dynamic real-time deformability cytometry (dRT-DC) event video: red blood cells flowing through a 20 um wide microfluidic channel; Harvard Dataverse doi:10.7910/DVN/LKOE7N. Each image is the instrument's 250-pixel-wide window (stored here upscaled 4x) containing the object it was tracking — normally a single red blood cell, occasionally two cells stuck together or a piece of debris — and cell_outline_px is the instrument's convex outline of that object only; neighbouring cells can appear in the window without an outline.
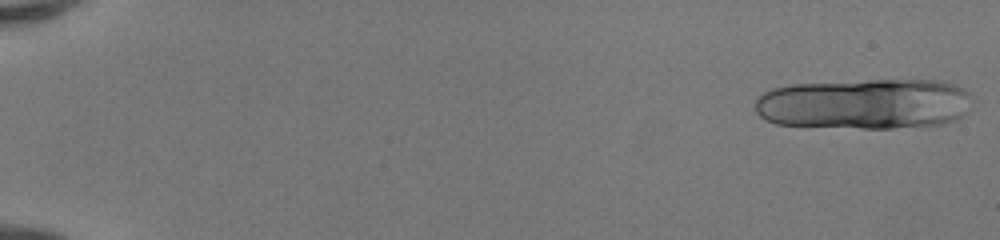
{"species": "human", "species_latin": "Homo sapiens", "temperature_condition": "room temperature", "stored_images_in_passage": 21, "segment_of_instrument_passage": [1, 2], "camera_frame_rate_fps": 3000, "um_per_image_px": 0.085, "donor": {"sex": "female"}, "frame": {"image": 1, "passage_image": 1, "time_ms": 0.0, "image_size_px": [1000, 240], "cell_outline_px": [[972, 92], [968, 112], [956, 120], [940, 124], [892, 128], [864, 128], [776, 124], [764, 120], [756, 112], [756, 100], [760, 92], [772, 88], [792, 84], [872, 80], [940, 80], [956, 84]], "centroid_in_image_um": [73.52, 8.82], "position_along_channel_um": 11.5, "area_um2": 64.74}}